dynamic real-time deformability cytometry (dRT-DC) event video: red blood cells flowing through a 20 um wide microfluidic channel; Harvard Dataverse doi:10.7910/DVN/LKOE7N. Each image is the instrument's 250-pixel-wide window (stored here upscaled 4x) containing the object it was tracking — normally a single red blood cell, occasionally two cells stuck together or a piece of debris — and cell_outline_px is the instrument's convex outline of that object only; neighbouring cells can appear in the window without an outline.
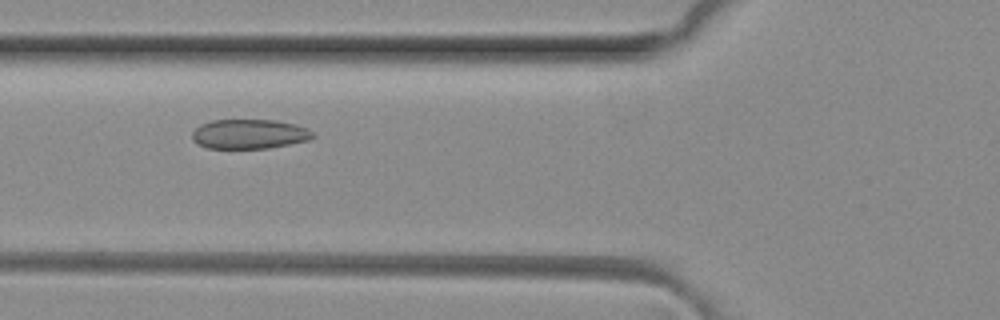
{"species": "common noctule bat (a hibernating species)", "species_latin": "Nyctalus noctula", "temperature_condition": "room temperature", "stored_images_in_passage": 8, "camera_frame_rate_fps": 3000, "um_per_image_px": 0.085, "animal": {"sex": "female", "body_mass_g": 29.2, "forearm_length_mm": 56.3}, "frame": {"image": 1, "passage_image": 5, "time_ms": 1.333, "image_size_px": [1000, 320], "cell_outline_px": [[316, 136], [308, 140], [268, 148], [208, 148], [196, 144], [192, 140], [192, 132], [200, 124], [212, 120], [276, 120], [296, 124], [312, 132]], "centroid_in_image_um": [21.15, 11.39], "position_along_channel_um": 104.6, "area_um2": 20.75}}
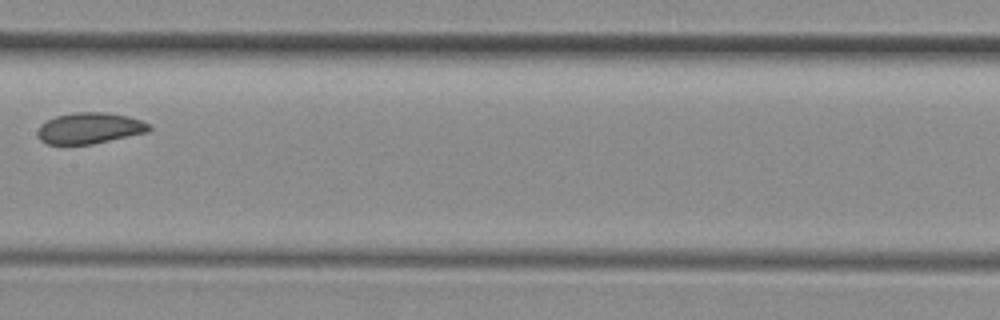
{"frame": {"image": 2, "passage_image": 7, "time_ms": 2.0, "image_size_px": [1000, 320], "cell_outline_px": [[152, 128], [148, 132], [92, 144], [48, 144], [40, 140], [36, 132], [40, 124], [56, 116], [76, 112], [108, 112], [128, 116], [152, 124]], "centroid_in_image_um": [7.63, 10.89], "position_along_channel_um": 199.8, "area_um2": 20.29}}
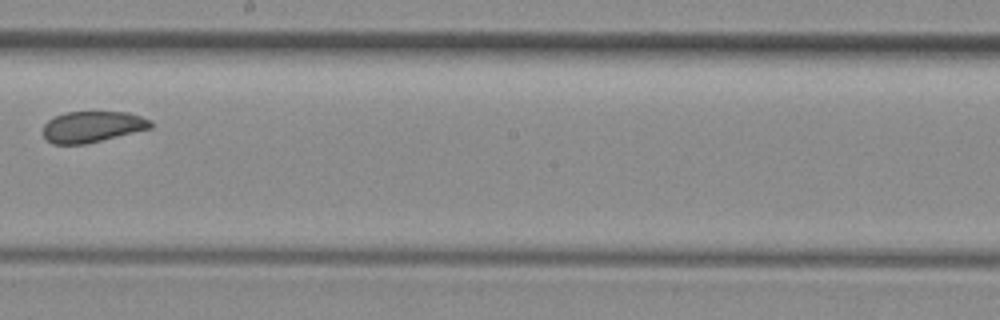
{"frame": {"image": 3, "passage_image": 8, "time_ms": 2.333, "image_size_px": [1000, 320], "cell_outline_px": [[152, 128], [84, 144], [52, 144], [44, 136], [44, 124], [48, 120], [64, 112], [128, 112], [152, 120]], "centroid_in_image_um": [7.86, 10.76], "position_along_channel_um": 240.3, "area_um2": 19.36}}